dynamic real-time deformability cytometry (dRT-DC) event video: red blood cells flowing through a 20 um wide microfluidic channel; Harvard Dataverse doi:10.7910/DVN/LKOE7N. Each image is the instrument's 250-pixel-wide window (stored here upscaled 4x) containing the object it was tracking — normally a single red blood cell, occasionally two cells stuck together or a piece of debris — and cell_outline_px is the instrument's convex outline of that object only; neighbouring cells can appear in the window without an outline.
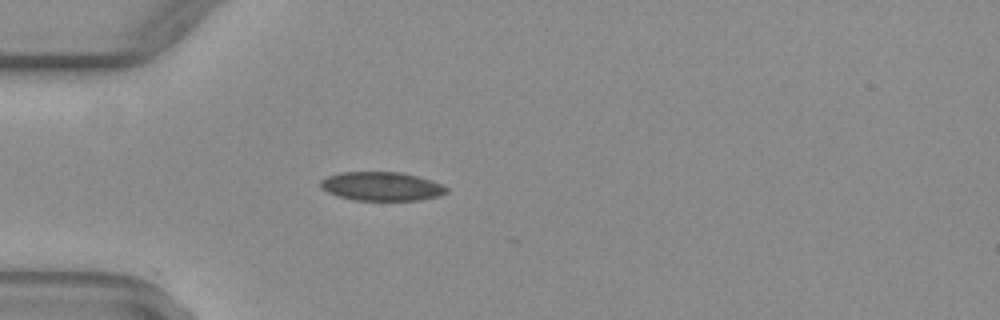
{"species": "common noctule bat (a hibernating species)", "species_latin": "Nyctalus noctula", "temperature_condition": "warm", "stored_images_in_passage": 2, "camera_frame_rate_fps": 3000, "um_per_image_px": 0.085, "animal": {"sex": "female", "body_mass_g": 29.2, "forearm_length_mm": 56.3}, "frame": {"image": 1, "passage_image": 1, "time_ms": 0.0, "image_size_px": [1000, 320], "cell_outline_px": [[448, 192], [440, 196], [420, 200], [356, 200], [336, 196], [320, 188], [320, 180], [328, 176], [340, 172], [400, 172], [432, 180], [448, 188]], "centroid_in_image_um": [32.42, 15.84], "position_along_channel_um": 52.6, "area_um2": 21.21}}